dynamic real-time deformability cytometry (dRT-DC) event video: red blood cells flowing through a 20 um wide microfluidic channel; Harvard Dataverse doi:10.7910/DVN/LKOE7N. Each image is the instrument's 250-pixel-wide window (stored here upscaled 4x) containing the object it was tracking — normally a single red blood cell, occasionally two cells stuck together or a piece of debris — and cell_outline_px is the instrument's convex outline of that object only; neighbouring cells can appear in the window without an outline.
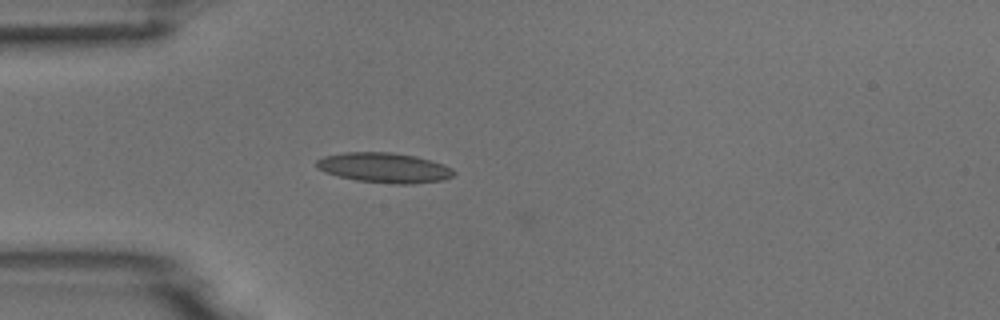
{"species": "common noctule bat (a hibernating species)", "species_latin": "Nyctalus noctula", "temperature_condition": "room temperature", "stored_images_in_passage": 5, "camera_frame_rate_fps": 3000, "um_per_image_px": 0.085, "animal": {"sex": "male", "body_mass_g": 18.8}, "frame": {"image": 1, "passage_image": 5, "time_ms": 4.667, "image_size_px": [1000, 320], "cell_outline_px": [[456, 172], [452, 176], [444, 180], [412, 184], [396, 184], [356, 180], [324, 172], [316, 168], [316, 160], [324, 156], [344, 152], [392, 152], [416, 156], [444, 164], [452, 168]], "centroid_in_image_um": [32.67, 14.25], "position_along_channel_um": 52.3, "area_um2": 24.1}}